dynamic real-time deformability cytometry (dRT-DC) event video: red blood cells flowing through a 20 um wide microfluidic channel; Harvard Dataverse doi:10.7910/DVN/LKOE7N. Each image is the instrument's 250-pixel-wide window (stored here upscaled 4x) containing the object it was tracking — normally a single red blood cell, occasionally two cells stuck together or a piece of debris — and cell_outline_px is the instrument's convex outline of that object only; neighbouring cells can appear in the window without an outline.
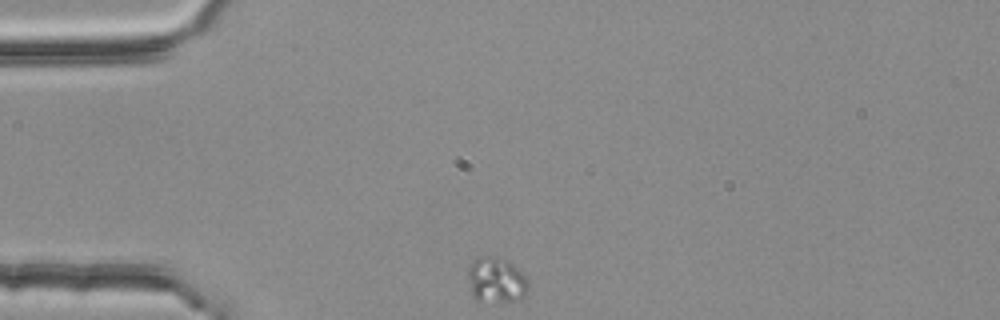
{"species": "common noctule bat (a hibernating species)", "species_latin": "Nyctalus noctula", "temperature_condition": "room temperature", "stored_images_in_passage": 35, "camera_frame_rate_fps": 3000, "um_per_image_px": 0.085, "animal": {"sex": "female", "body_mass_g": 25.1}, "frame": {"image": 1, "passage_image": 1, "time_ms": 0.0, "image_size_px": [1000, 320], "cell_outline_px": [[528, 288], [524, 296], [520, 300], [476, 300], [472, 296], [468, 276], [468, 268], [472, 260], [480, 256], [488, 256], [512, 264], [528, 280]], "centroid_in_image_um": [42.15, 23.81], "position_along_channel_um": 42.9, "area_um2": 15.43}}